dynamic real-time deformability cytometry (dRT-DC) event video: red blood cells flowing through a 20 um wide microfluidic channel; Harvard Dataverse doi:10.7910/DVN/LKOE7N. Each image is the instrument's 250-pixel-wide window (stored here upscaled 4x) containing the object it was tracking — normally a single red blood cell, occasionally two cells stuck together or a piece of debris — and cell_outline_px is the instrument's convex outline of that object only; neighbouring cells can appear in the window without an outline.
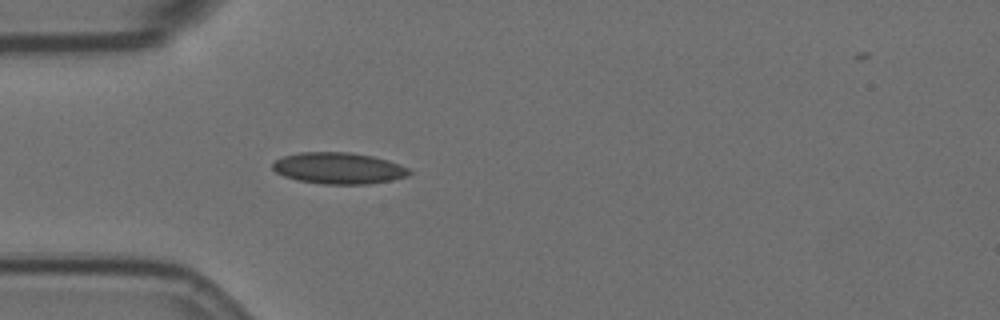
{"species": "Egyptian fruit bat (a non-hibernating species)", "species_latin": "Rousettus aegyptiacus", "temperature_condition": "room temperature", "stored_images_in_passage": 43, "camera_frame_rate_fps": 3000, "um_per_image_px": 0.085, "animal": {"sex": "female"}, "frame": {"image": 1, "passage_image": 1, "time_ms": 0.0, "image_size_px": [1000, 320], "cell_outline_px": [[412, 172], [408, 176], [392, 180], [368, 184], [324, 184], [296, 180], [284, 176], [276, 172], [272, 168], [272, 164], [276, 160], [284, 156], [300, 152], [352, 152], [372, 156], [388, 160], [400, 164], [408, 168]], "centroid_in_image_um": [28.8, 14.3], "position_along_channel_um": 56.2, "area_um2": 25.09}}
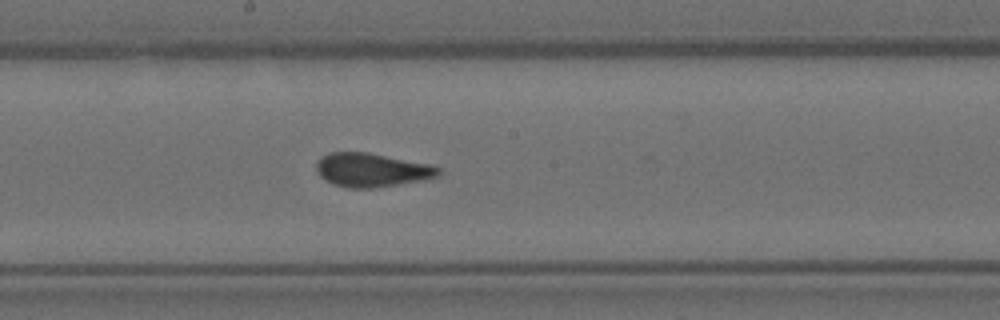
{"frame": {"image": 2, "passage_image": 15, "time_ms": 4.667, "image_size_px": [1000, 320], "cell_outline_px": [[440, 176], [428, 180], [372, 188], [348, 188], [332, 184], [324, 180], [316, 172], [316, 164], [320, 156], [328, 152], [368, 152], [436, 164], [440, 168]], "centroid_in_image_um": [31.65, 14.44], "position_along_channel_um": 216.6, "area_um2": 24.8}}
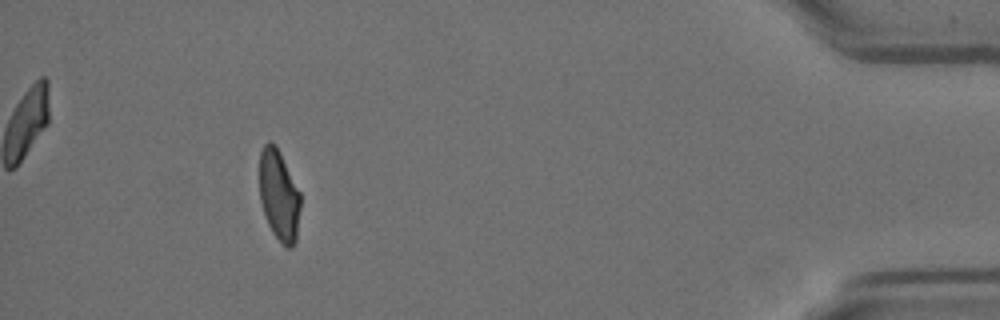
{"frame": {"image": 3, "passage_image": 37, "time_ms": 12.0, "image_size_px": [1000, 320], "cell_outline_px": [[300, 208], [296, 240], [292, 248], [288, 248], [272, 232], [264, 216], [260, 200], [260, 152], [264, 144], [268, 140], [276, 144], [300, 192]], "centroid_in_image_um": [23.71, 16.58], "position_along_channel_um": 411.5, "area_um2": 21.68}, "authors_computed_cell_mechanics": {"area_um2": 23.5824, "velocity_mm_per_s": 3.5102, "shape_relaxation_time_tau1_ms": null, "shape_relaxation_time_tau2_ms": 0.983, "deformation_change_tau1": null, "deformation_change_tau2": 0.0551}}